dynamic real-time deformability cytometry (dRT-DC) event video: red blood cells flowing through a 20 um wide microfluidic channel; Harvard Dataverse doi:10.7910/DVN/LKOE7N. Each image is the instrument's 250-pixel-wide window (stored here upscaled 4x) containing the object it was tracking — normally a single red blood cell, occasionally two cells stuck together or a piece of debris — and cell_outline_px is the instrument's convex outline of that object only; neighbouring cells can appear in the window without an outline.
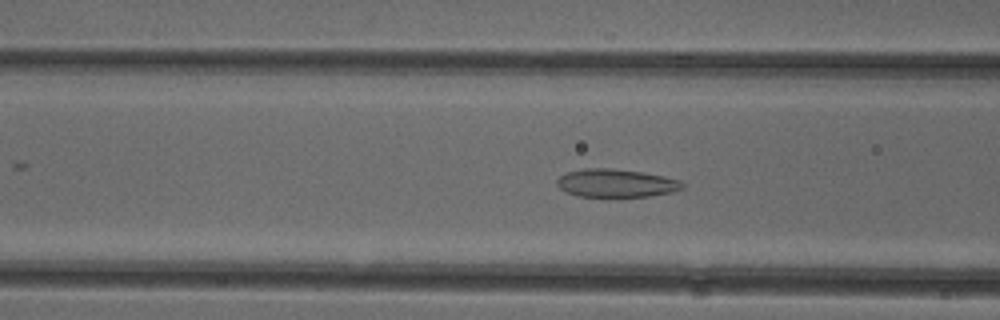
{"species": "common noctule bat (a hibernating species)", "species_latin": "Nyctalus noctula", "temperature_condition": "cold", "stored_images_in_passage": 43, "camera_frame_rate_fps": 3000, "um_per_image_px": 0.085, "animal": {"sex": "female"}, "frame": {"image": 1, "passage_image": 19, "time_ms": 6.0, "image_size_px": [1000, 320], "cell_outline_px": [[684, 188], [672, 192], [648, 196], [616, 200], [576, 196], [560, 188], [556, 184], [556, 180], [560, 176], [568, 172], [584, 168], [612, 168], [640, 172], [664, 176], [680, 180], [684, 184]], "centroid_in_image_um": [52.36, 15.62], "position_along_channel_um": 114.2, "area_um2": 21.44}}
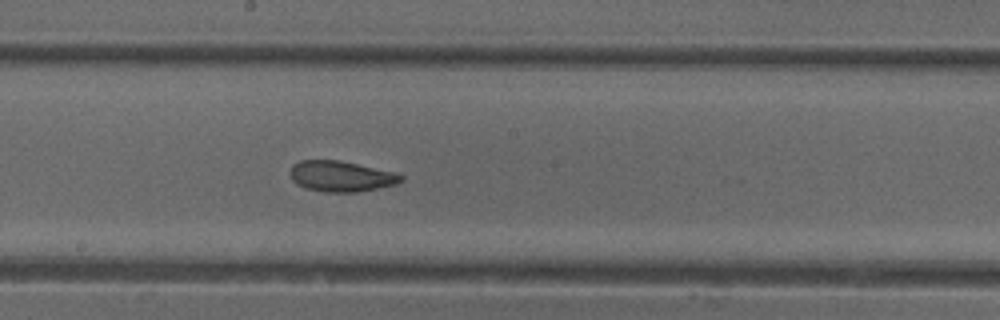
{"frame": {"image": 2, "passage_image": 27, "time_ms": 8.667, "image_size_px": [1000, 320], "cell_outline_px": [[404, 180], [396, 184], [356, 192], [328, 192], [304, 188], [296, 184], [292, 180], [292, 164], [300, 160], [340, 160], [396, 172], [404, 176]], "centroid_in_image_um": [29.01, 14.98], "position_along_channel_um": 219.2, "area_um2": 19.83}}
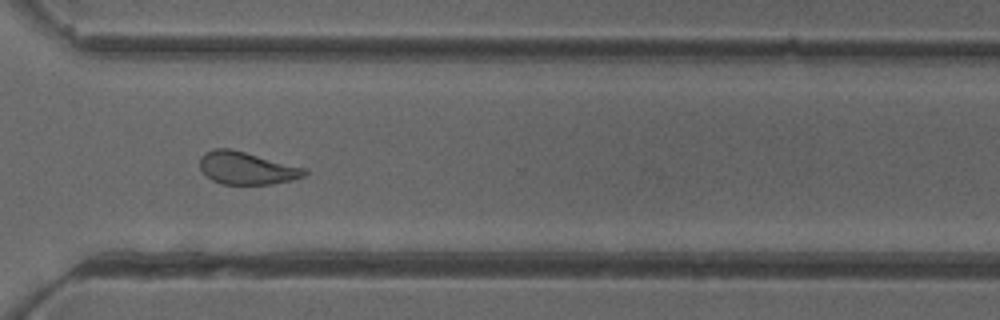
{"frame": {"image": 3, "passage_image": 37, "time_ms": 12.0, "image_size_px": [1000, 320], "cell_outline_px": [[308, 172], [304, 176], [292, 180], [272, 184], [220, 184], [212, 180], [200, 168], [200, 156], [204, 152], [212, 148], [232, 148], [308, 168]], "centroid_in_image_um": [20.99, 14.27], "position_along_channel_um": 349.6, "area_um2": 20.23}, "authors_computed_cell_mechanics": {"area_um2": 20.23, "velocity_mm_per_s": 3.9311, "shape_relaxation_time_tau1_ms": null, "shape_relaxation_time_tau2_ms": 2.5395, "deformation_change_tau1": null, "deformation_change_tau2": 0.0841}}